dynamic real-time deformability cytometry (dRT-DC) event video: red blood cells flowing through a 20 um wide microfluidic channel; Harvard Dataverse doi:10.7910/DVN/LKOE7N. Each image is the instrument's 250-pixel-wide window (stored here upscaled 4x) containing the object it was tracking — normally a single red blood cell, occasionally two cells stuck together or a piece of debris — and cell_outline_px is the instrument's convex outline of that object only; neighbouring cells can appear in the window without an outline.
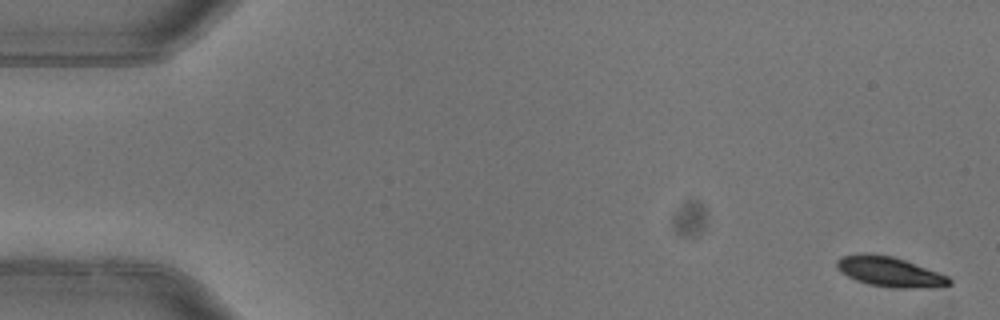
{"species": "common noctule bat (a hibernating species)", "species_latin": "Nyctalus noctula", "temperature_condition": "warm", "stored_images_in_passage": 5, "camera_frame_rate_fps": 3000, "um_per_image_px": 0.085, "animal": {"sex": "female"}, "frame": {"image": 1, "passage_image": 1, "time_ms": 0.0, "image_size_px": [1000, 320], "cell_outline_px": [[952, 284], [912, 288], [892, 288], [868, 284], [856, 280], [840, 272], [836, 268], [836, 260], [844, 256], [864, 252], [868, 252], [892, 256], [940, 272], [948, 276], [952, 280]], "centroid_in_image_um": [75.59, 23.08], "position_along_channel_um": 9.4, "area_um2": 19.65}}
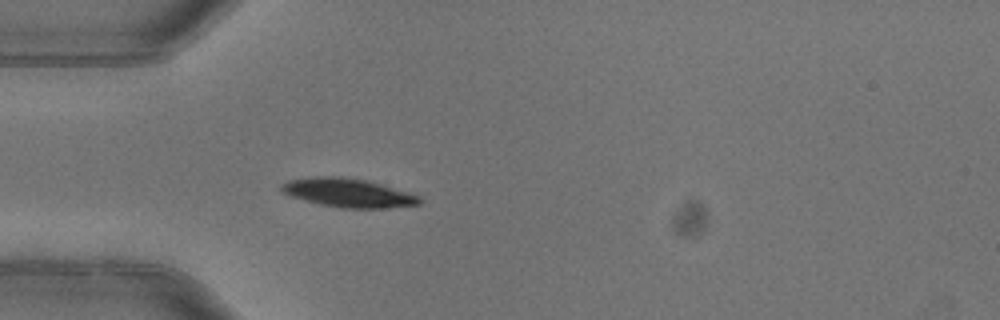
{"frame": {"image": 2, "passage_image": 5, "time_ms": 1.333, "image_size_px": [1000, 320], "cell_outline_px": [[424, 200], [420, 204], [388, 208], [340, 208], [320, 204], [288, 196], [280, 192], [280, 184], [288, 180], [312, 176], [340, 176], [364, 180], [380, 184], [408, 192], [420, 196]], "centroid_in_image_um": [29.55, 16.39], "position_along_channel_um": 55.5, "area_um2": 23.35}}